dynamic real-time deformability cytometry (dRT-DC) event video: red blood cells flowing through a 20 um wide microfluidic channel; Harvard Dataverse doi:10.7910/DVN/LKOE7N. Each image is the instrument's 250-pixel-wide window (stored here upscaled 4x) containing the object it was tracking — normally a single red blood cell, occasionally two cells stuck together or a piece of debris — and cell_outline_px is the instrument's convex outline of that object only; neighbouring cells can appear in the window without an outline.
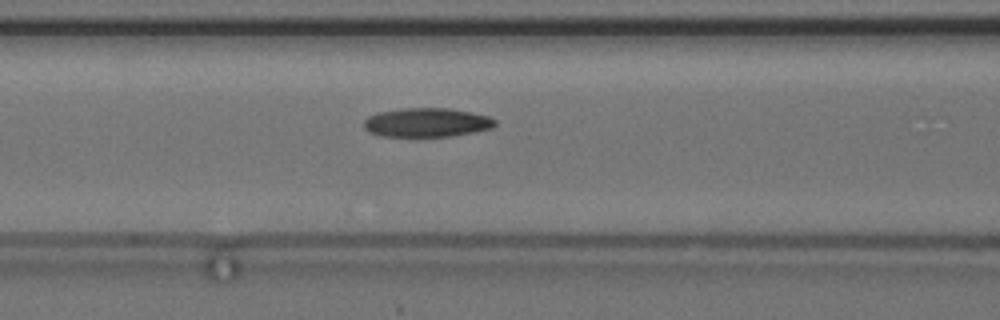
{"species": "common noctule bat (a hibernating species)", "species_latin": "Nyctalus noctula", "temperature_condition": "cold", "stored_images_in_passage": 16, "camera_frame_rate_fps": 3000, "um_per_image_px": 0.085, "animal": {"sex": "female", "body_mass_g": 24.6, "forearm_length_mm": 56.2}, "frame": {"image": 1, "passage_image": 11, "time_ms": 3.333, "image_size_px": [1000, 320], "cell_outline_px": [[496, 124], [492, 128], [452, 136], [380, 136], [368, 132], [364, 128], [364, 120], [368, 116], [380, 112], [404, 108], [448, 108], [472, 112], [488, 116], [496, 120]], "centroid_in_image_um": [36.27, 10.41], "position_along_channel_um": 130.3, "area_um2": 22.14}}